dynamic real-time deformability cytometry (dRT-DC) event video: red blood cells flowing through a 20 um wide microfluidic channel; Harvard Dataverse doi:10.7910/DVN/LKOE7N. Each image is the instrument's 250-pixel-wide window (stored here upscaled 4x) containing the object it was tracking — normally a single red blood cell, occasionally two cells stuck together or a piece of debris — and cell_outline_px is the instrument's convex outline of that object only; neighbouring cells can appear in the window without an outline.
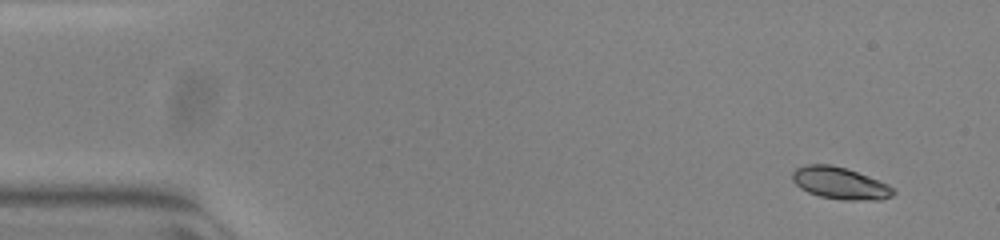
{"species": "common noctule bat (a hibernating species)", "species_latin": "Nyctalus noctula", "temperature_condition": "warm", "stored_images_in_passage": 50, "camera_frame_rate_fps": 3000, "um_per_image_px": 0.085, "animal": {"sex": "female", "body_mass_g": 23.0, "forearm_length_mm": 53.4}, "frame": {"image": 1, "passage_image": 1, "time_ms": 0.0, "image_size_px": [1000, 240], "cell_outline_px": [[896, 192], [892, 196], [880, 200], [844, 200], [820, 196], [808, 192], [800, 188], [792, 180], [792, 172], [796, 168], [804, 164], [832, 164], [868, 176], [888, 184], [896, 188]], "centroid_in_image_um": [71.41, 15.57], "position_along_channel_um": 13.6, "area_um2": 18.9}}
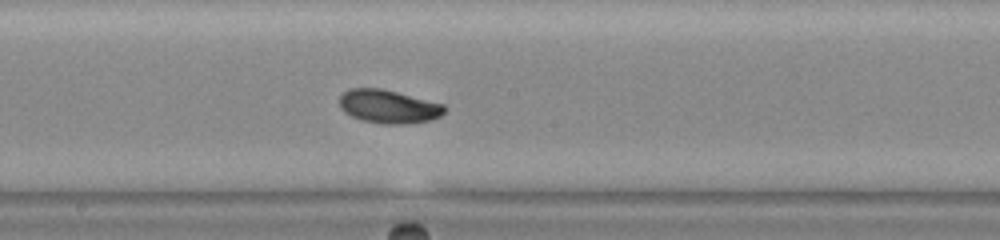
{"frame": {"image": 2, "passage_image": 26, "time_ms": 8.333, "image_size_px": [1000, 240], "cell_outline_px": [[448, 108], [440, 116], [432, 120], [404, 124], [384, 124], [360, 120], [344, 112], [340, 108], [340, 96], [348, 88], [380, 88], [444, 104]], "centroid_in_image_um": [33.02, 9.06], "position_along_channel_um": 215.2, "area_um2": 20.52}}
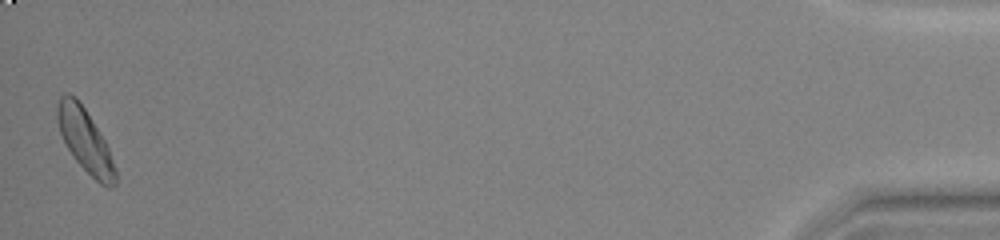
{"frame": {"image": 3, "passage_image": 50, "time_ms": 16.333, "image_size_px": [1000, 240], "cell_outline_px": [[116, 184], [112, 188], [108, 188], [100, 184], [76, 160], [68, 148], [60, 132], [56, 120], [56, 104], [60, 96], [64, 92], [68, 92], [76, 96], [84, 108], [104, 140], [108, 148], [116, 168]], "centroid_in_image_um": [7.22, 11.91], "position_along_channel_um": 428.0, "area_um2": 21.21}, "authors_computed_cell_mechanics": {"area_um2": 19.7098, "velocity_mm_per_s": 3.8583, "shape_relaxation_time_tau1_ms": 3.843, "shape_relaxation_time_tau2_ms": 5.3735, "deformation_change_tau1": 0.1485, "deformation_change_tau2": 0.0982}}